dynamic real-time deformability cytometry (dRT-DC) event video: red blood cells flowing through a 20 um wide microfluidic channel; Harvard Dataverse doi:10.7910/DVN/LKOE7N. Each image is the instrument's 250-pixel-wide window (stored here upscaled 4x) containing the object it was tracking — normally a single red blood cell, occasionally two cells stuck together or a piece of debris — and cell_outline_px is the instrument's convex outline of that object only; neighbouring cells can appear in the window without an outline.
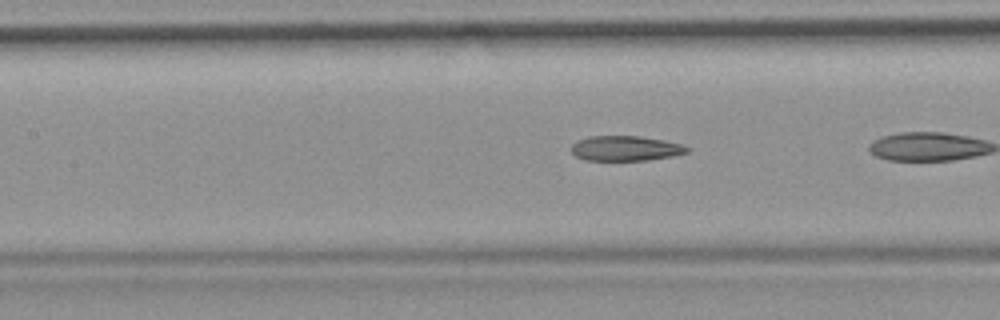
{"species": "common noctule bat (a hibernating species)", "species_latin": "Nyctalus noctula", "temperature_condition": "room temperature", "stored_images_in_passage": 9, "camera_frame_rate_fps": 3000, "um_per_image_px": 0.085, "animal": {"sex": "female", "body_mass_g": 19.9}, "frame": {"image": 1, "passage_image": 7, "time_ms": 2.0, "image_size_px": [1000, 320], "cell_outline_px": [[688, 152], [672, 156], [648, 160], [584, 160], [576, 156], [572, 152], [572, 144], [576, 140], [588, 136], [640, 136], [664, 140], [680, 144], [688, 148]], "centroid_in_image_um": [53.13, 12.6], "position_along_channel_um": 154.3, "area_um2": 16.82}}